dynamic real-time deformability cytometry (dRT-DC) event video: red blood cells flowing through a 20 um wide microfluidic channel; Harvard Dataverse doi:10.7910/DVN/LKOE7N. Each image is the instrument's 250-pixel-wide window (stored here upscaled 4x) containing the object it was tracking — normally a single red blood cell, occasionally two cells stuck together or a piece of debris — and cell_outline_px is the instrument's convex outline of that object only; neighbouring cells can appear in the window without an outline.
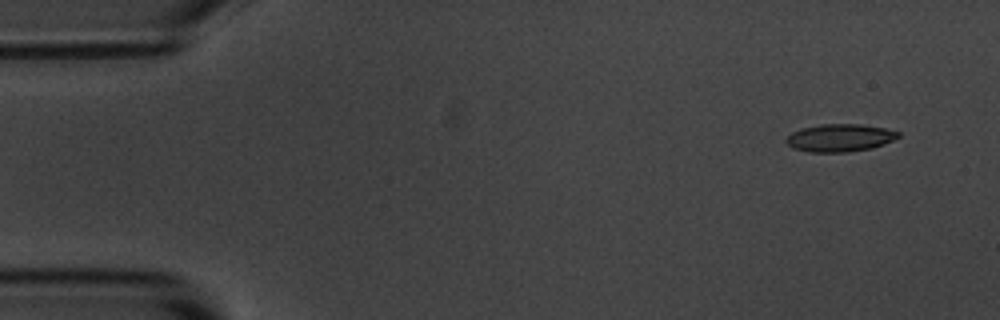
{"species": "common noctule bat (a hibernating species)", "species_latin": "Nyctalus noctula", "temperature_condition": "room temperature", "stored_images_in_passage": 2, "camera_frame_rate_fps": 3000, "um_per_image_px": 0.085, "animal": {"sex": "male", "body_mass_g": 20.1, "forearm_length_mm": 53.5}, "frame": {"image": 1, "passage_image": 2, "time_ms": 1.333, "image_size_px": [1000, 320], "cell_outline_px": [[900, 136], [884, 144], [872, 148], [848, 152], [808, 152], [792, 148], [784, 140], [792, 132], [800, 128], [820, 124], [860, 124], [884, 128], [900, 132]], "centroid_in_image_um": [71.36, 11.71], "position_along_channel_um": 13.6, "area_um2": 18.15}}